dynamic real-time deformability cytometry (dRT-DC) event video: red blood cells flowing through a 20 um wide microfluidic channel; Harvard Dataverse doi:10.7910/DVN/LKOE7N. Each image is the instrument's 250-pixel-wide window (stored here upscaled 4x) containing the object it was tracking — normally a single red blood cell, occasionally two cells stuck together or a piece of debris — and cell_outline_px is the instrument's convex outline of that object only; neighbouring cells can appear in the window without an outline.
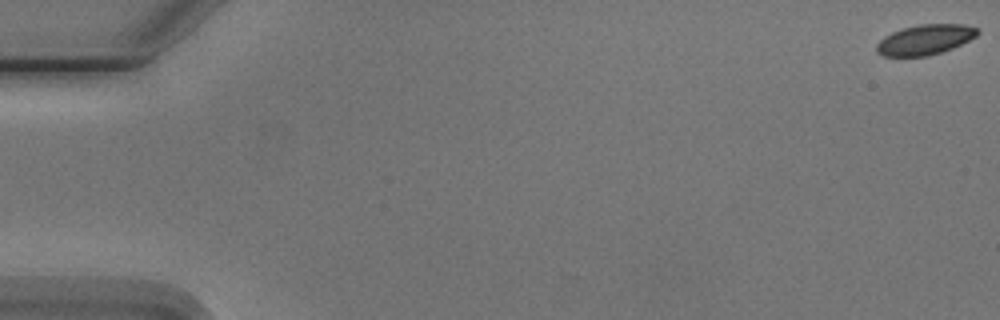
{"species": "Egyptian fruit bat (a non-hibernating species)", "species_latin": "Rousettus aegyptiacus", "temperature_condition": "cold", "stored_images_in_passage": 9, "camera_frame_rate_fps": 3000, "um_per_image_px": 0.085, "animal": {"sex": "male"}, "frame": {"image": 1, "passage_image": 1, "time_ms": 0.0, "image_size_px": [1000, 320], "cell_outline_px": [[980, 32], [976, 36], [952, 48], [928, 56], [884, 56], [876, 52], [876, 44], [884, 36], [892, 32], [904, 28], [920, 24], [964, 24], [976, 28]], "centroid_in_image_um": [78.6, 3.37], "position_along_channel_um": 6.4, "area_um2": 17.57}}
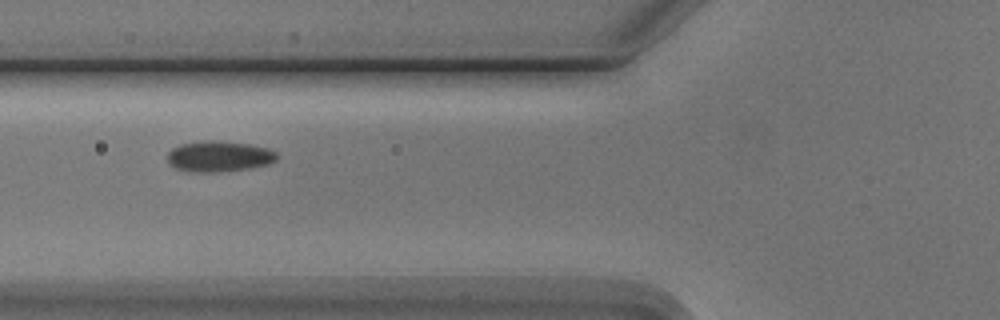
{"frame": {"image": 2, "passage_image": 7, "time_ms": 7.0, "image_size_px": [1000, 320], "cell_outline_px": [[276, 160], [268, 164], [248, 168], [212, 172], [192, 172], [176, 168], [168, 160], [168, 152], [172, 148], [180, 144], [208, 140], [216, 140], [248, 144], [268, 148], [276, 152]], "centroid_in_image_um": [18.61, 13.28], "position_along_channel_um": 107.2, "area_um2": 19.36}}
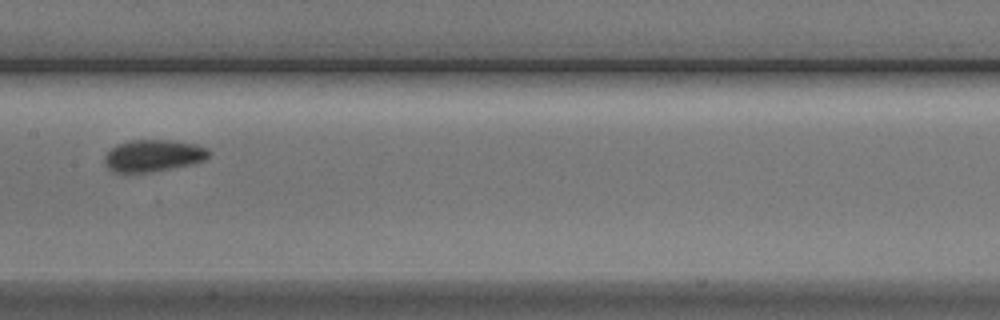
{"frame": {"image": 3, "passage_image": 9, "time_ms": 9.333, "image_size_px": [1000, 320], "cell_outline_px": [[212, 152], [204, 160], [192, 164], [152, 172], [112, 172], [104, 164], [104, 156], [116, 144], [128, 140], [172, 140], [196, 144], [208, 148]], "centroid_in_image_um": [13.03, 13.22], "position_along_channel_um": 194.4, "area_um2": 19.59}}